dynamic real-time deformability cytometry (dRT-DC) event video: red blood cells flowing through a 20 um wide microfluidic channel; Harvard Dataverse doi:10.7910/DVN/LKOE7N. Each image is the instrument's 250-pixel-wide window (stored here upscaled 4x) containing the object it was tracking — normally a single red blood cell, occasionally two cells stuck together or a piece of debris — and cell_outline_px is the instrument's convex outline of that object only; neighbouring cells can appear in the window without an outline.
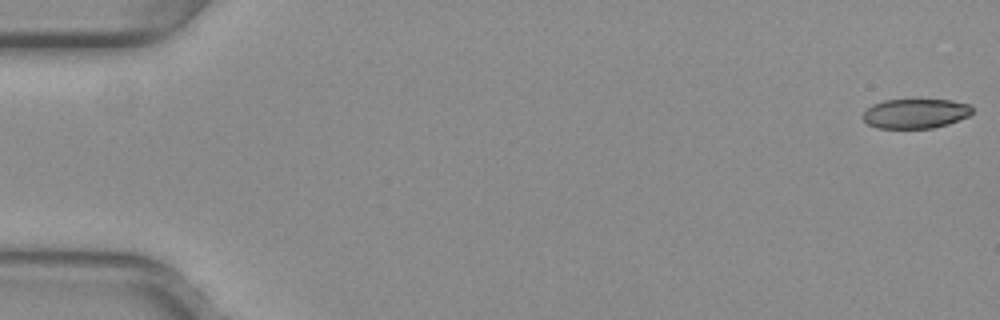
{"species": "common noctule bat (a hibernating species)", "species_latin": "Nyctalus noctula", "temperature_condition": "warm", "stored_images_in_passage": 7, "camera_frame_rate_fps": 3000, "um_per_image_px": 0.085, "animal": {"sex": "female", "body_mass_g": 29.2, "forearm_length_mm": 56.3}, "frame": {"image": 1, "passage_image": 1, "time_ms": 0.0, "image_size_px": [1000, 320], "cell_outline_px": [[972, 112], [968, 116], [948, 124], [932, 128], [876, 128], [868, 124], [860, 116], [872, 104], [884, 100], [952, 100], [968, 104], [972, 108]], "centroid_in_image_um": [77.78, 9.65], "position_along_channel_um": 7.2, "area_um2": 18.84}}